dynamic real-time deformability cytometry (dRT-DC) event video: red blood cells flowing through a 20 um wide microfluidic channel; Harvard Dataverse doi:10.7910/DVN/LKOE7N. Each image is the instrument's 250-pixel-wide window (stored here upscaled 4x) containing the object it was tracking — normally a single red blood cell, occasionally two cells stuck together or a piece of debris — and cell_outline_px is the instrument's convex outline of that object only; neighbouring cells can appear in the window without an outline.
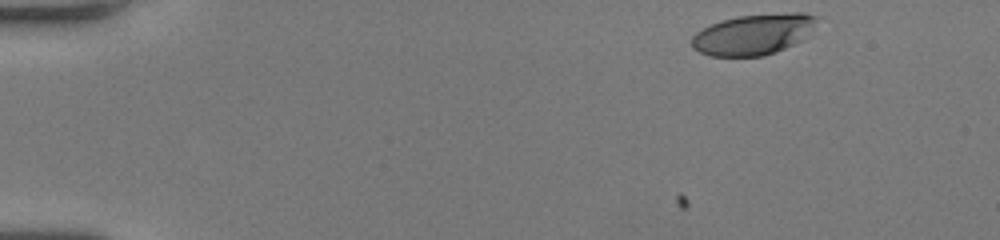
{"species": "human", "species_latin": "Homo sapiens", "temperature_condition": "room temperature", "stored_images_in_passage": 47, "camera_frame_rate_fps": 3000, "um_per_image_px": 0.085, "donor": {"sex": "female"}, "frame": {"image": 1, "passage_image": 1, "time_ms": 0.0, "image_size_px": [1000, 240], "cell_outline_px": [[820, 16], [812, 28], [800, 40], [776, 52], [764, 56], [708, 56], [692, 48], [692, 36], [696, 32], [712, 24], [724, 20], [740, 16], [792, 12], [804, 12]], "centroid_in_image_um": [64.04, 2.92], "position_along_channel_um": 21.0, "area_um2": 29.42}}
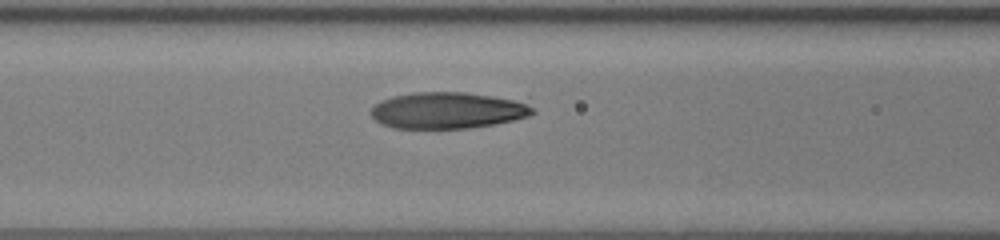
{"frame": {"image": 2, "passage_image": 18, "time_ms": 5.667, "image_size_px": [1000, 240], "cell_outline_px": [[536, 112], [528, 116], [496, 124], [472, 128], [392, 128], [380, 124], [368, 112], [380, 100], [392, 96], [416, 92], [464, 92], [492, 96], [512, 100], [524, 104], [532, 108]], "centroid_in_image_um": [37.96, 9.39], "position_along_channel_um": 128.6, "area_um2": 34.1}}
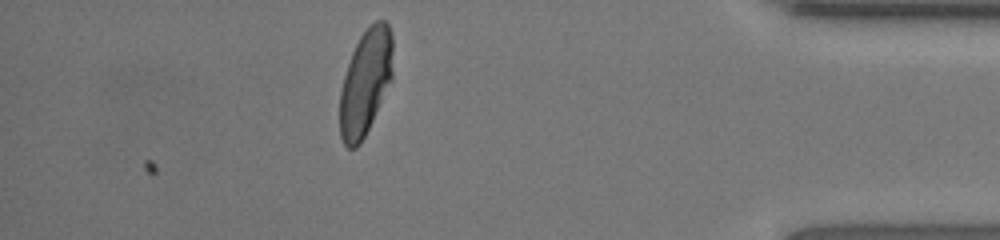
{"frame": {"image": 3, "passage_image": 41, "time_ms": 13.333, "image_size_px": [1000, 240], "cell_outline_px": [[392, 80], [360, 144], [356, 148], [348, 148], [344, 144], [340, 136], [340, 92], [344, 76], [352, 52], [360, 36], [376, 20], [384, 20], [388, 24], [392, 32]], "centroid_in_image_um": [31.07, 6.99], "position_along_channel_um": 404.1, "area_um2": 32.43}, "authors_computed_cell_mechanics": {"area_um2": 33.6396, "velocity_mm_per_s": 4.0941, "shape_relaxation_time_tau1_ms": 4.1944, "shape_relaxation_time_tau2_ms": 0.8873, "deformation_change_tau1": 0.2088, "deformation_change_tau2": 0.0717}}